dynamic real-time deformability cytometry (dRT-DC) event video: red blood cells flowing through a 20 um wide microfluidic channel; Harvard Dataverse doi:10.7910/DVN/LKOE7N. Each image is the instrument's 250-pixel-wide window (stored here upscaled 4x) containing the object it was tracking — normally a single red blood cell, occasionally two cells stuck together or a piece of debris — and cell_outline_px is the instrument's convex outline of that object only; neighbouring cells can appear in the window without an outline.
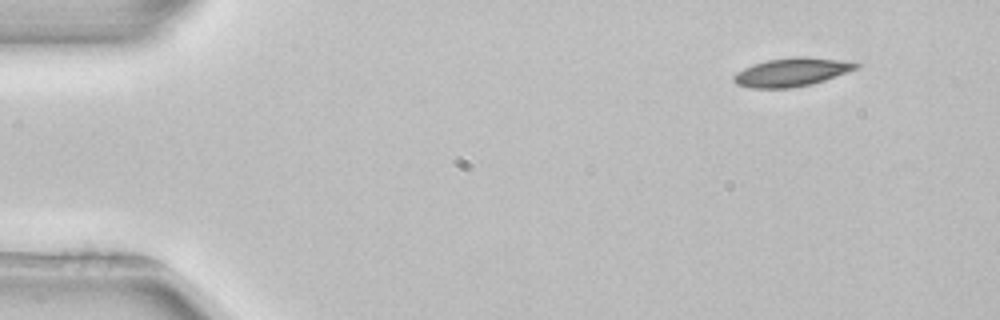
{"species": "common noctule bat (a hibernating species)", "species_latin": "Nyctalus noctula", "temperature_condition": "room temperature", "stored_images_in_passage": 4, "camera_frame_rate_fps": 3000, "um_per_image_px": 0.085, "animal": {"sex": "female", "body_mass_g": 22.7, "forearm_length_mm": 54.2}, "frame": {"image": 1, "passage_image": 1, "time_ms": 0.0, "image_size_px": [1000, 320], "cell_outline_px": [[860, 64], [856, 68], [836, 76], [812, 84], [792, 88], [748, 88], [736, 84], [732, 80], [732, 76], [736, 72], [752, 64], [768, 60], [800, 56], [804, 56], [840, 60]], "centroid_in_image_um": [67.21, 6.14], "position_along_channel_um": 17.8, "area_um2": 20.17}}